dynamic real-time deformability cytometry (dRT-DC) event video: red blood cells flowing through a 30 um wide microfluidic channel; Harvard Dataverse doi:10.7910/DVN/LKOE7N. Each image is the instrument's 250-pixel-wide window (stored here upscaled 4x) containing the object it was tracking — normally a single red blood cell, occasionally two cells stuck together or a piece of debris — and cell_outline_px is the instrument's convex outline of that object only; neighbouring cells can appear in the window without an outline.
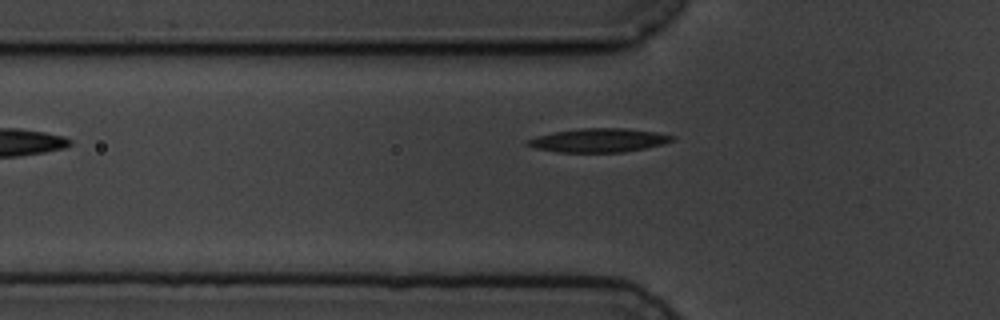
{"species": "common noctule bat (a hibernating species)", "species_latin": "Nyctalus noctula", "temperature_condition": "cold", "stored_images_in_passage": 2, "camera_frame_rate_fps": 3000, "um_per_image_px": 0.085, "animal": {"sex": "male", "body_mass_g": 19.5, "forearm_length_mm": 54.6}, "frame": {"image": 1, "passage_image": 2, "time_ms": 1.333, "image_size_px": [1000, 320], "cell_outline_px": [[676, 140], [644, 148], [624, 152], [556, 152], [532, 148], [524, 144], [524, 140], [536, 136], [556, 132], [580, 128], [624, 128], [656, 132], [676, 136]], "centroid_in_image_um": [50.84, 11.93], "position_along_channel_um": 75.0, "area_um2": 20.11}}